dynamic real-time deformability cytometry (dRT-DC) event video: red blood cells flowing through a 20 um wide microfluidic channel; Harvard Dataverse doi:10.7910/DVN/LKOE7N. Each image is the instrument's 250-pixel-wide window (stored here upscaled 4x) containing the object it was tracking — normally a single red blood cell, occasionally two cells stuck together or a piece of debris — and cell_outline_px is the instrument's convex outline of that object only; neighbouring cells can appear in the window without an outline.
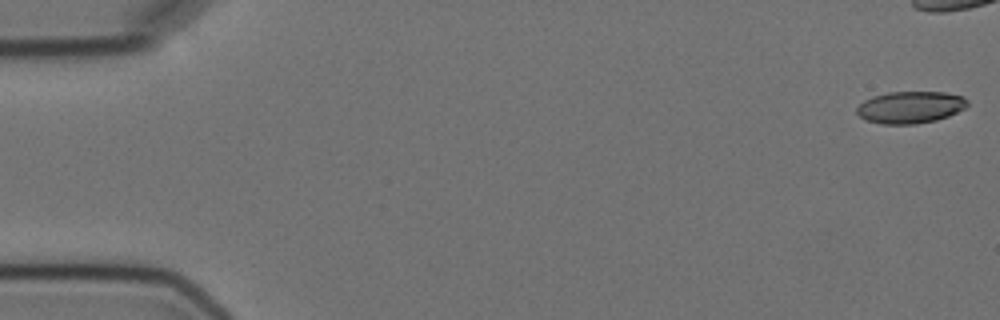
{"species": "Egyptian fruit bat (a non-hibernating species)", "species_latin": "Rousettus aegyptiacus", "temperature_condition": "cold", "stored_images_in_passage": 5, "camera_frame_rate_fps": 3000, "um_per_image_px": 0.085, "animal": {"sex": "female"}, "frame": {"image": 1, "passage_image": 1, "time_ms": 0.0, "image_size_px": [1000, 320], "cell_outline_px": [[968, 104], [964, 108], [948, 116], [936, 120], [916, 124], [880, 124], [868, 120], [860, 116], [856, 112], [856, 108], [864, 100], [872, 96], [888, 92], [944, 92], [964, 96], [968, 100]], "centroid_in_image_um": [77.38, 9.11], "position_along_channel_um": 7.6, "area_um2": 20.63}}
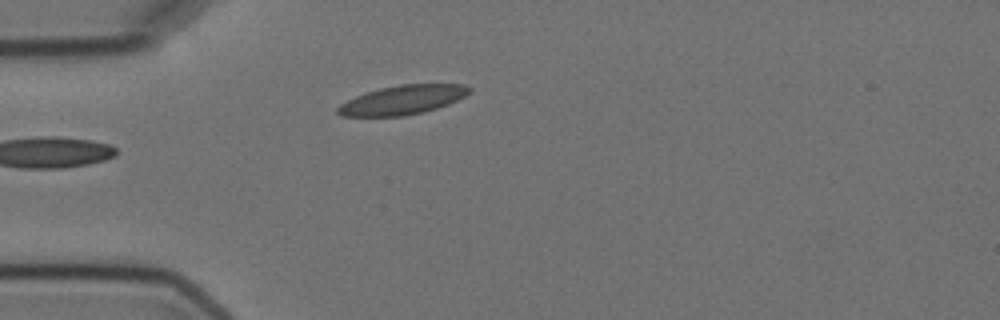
{"frame": {"image": 2, "passage_image": 5, "time_ms": 6.0, "image_size_px": [1000, 320], "cell_outline_px": [[472, 92], [448, 104], [424, 112], [404, 116], [340, 116], [336, 112], [336, 108], [340, 104], [356, 96], [380, 88], [400, 84], [464, 84], [472, 88]], "centroid_in_image_um": [34.23, 8.49], "position_along_channel_um": 50.8, "area_um2": 22.31}}